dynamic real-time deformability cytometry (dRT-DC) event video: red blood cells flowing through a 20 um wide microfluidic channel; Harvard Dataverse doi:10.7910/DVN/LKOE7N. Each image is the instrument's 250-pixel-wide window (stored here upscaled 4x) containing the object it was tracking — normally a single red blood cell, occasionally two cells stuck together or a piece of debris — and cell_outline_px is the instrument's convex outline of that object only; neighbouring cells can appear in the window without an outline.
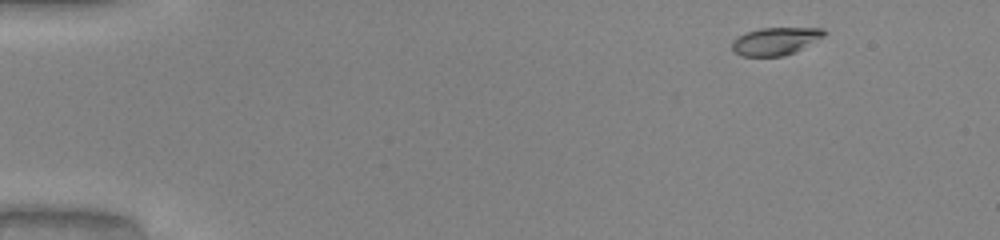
{"species": "common noctule bat (a hibernating species)", "species_latin": "Nyctalus noctula", "temperature_condition": "warm", "stored_images_in_passage": 48, "camera_frame_rate_fps": 3000, "um_per_image_px": 0.085, "animal": {"sex": "male", "body_mass_g": 20.0, "forearm_length_mm": 53.3}, "frame": {"image": 1, "passage_image": 3, "time_ms": 0.667, "image_size_px": [1000, 240], "cell_outline_px": [[828, 32], [824, 36], [796, 52], [784, 56], [740, 56], [732, 48], [732, 40], [748, 32], [760, 28], [820, 28]], "centroid_in_image_um": [65.93, 3.5], "position_along_channel_um": 19.1, "area_um2": 14.74}}
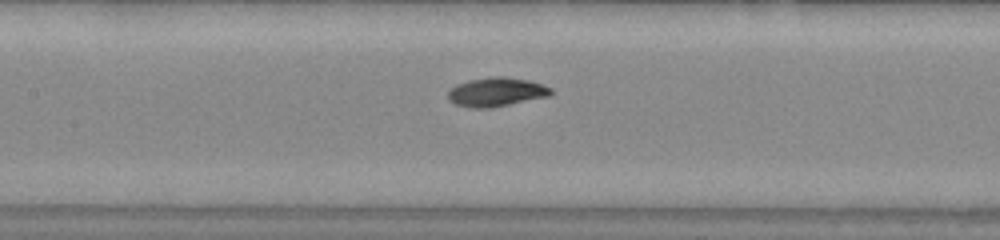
{"frame": {"image": 2, "passage_image": 22, "time_ms": 7.0, "image_size_px": [1000, 240], "cell_outline_px": [[552, 92], [548, 96], [492, 108], [468, 108], [456, 104], [448, 100], [448, 92], [456, 84], [468, 80], [492, 76], [504, 76], [528, 80], [552, 88]], "centroid_in_image_um": [42.15, 7.82], "position_along_channel_um": 165.2, "area_um2": 17.4}}
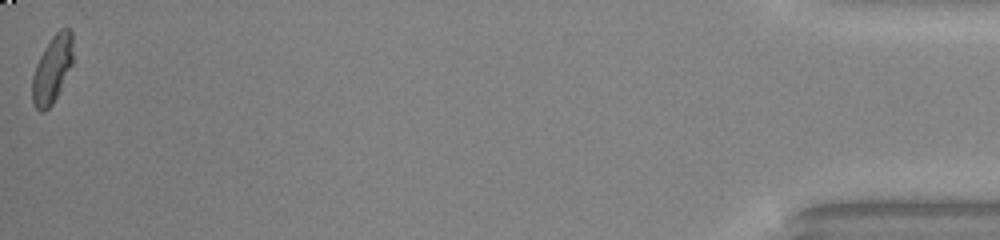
{"frame": {"image": 3, "passage_image": 48, "time_ms": 15.667, "image_size_px": [1000, 240], "cell_outline_px": [[72, 64], [52, 104], [44, 112], [40, 112], [36, 108], [32, 100], [32, 76], [36, 64], [44, 48], [52, 36], [60, 28], [68, 28], [72, 32]], "centroid_in_image_um": [4.42, 5.87], "position_along_channel_um": 430.8, "area_um2": 15.78}, "authors_computed_cell_mechanics": {"area_um2": 16.3863, "velocity_mm_per_s": 4.1154, "shape_relaxation_time_tau1_ms": 2.5168, "shape_relaxation_time_tau2_ms": 2.7375, "deformation_change_tau1": 0.156, "deformation_change_tau2": 0.0439}}